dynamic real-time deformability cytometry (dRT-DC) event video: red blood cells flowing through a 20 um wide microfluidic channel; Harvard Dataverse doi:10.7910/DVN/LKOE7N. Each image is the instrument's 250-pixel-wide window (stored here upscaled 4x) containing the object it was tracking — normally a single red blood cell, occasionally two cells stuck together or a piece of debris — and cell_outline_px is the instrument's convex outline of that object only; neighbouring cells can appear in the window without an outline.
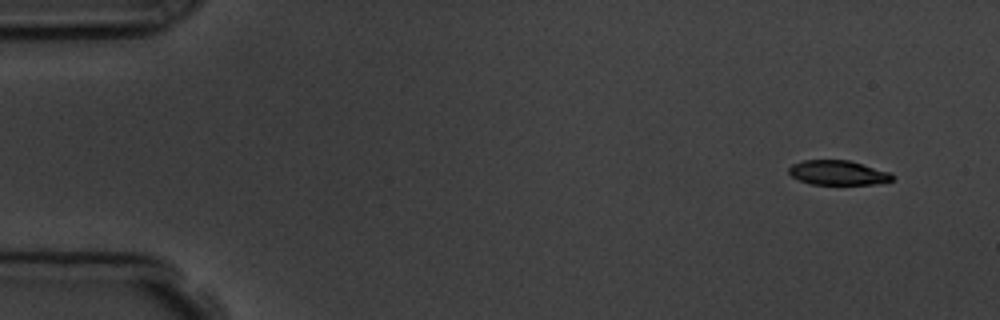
{"species": "common noctule bat (a hibernating species)", "species_latin": "Nyctalus noctula", "temperature_condition": "room temperature", "stored_images_in_passage": 15, "camera_frame_rate_fps": 3000, "um_per_image_px": 0.085, "animal": {"sex": "male", "body_mass_g": 19.5, "forearm_length_mm": 54.6}, "frame": {"image": 1, "passage_image": 1, "time_ms": 0.0, "image_size_px": [1000, 320], "cell_outline_px": [[896, 176], [892, 180], [872, 184], [812, 184], [800, 180], [792, 176], [788, 172], [788, 168], [792, 164], [804, 160], [848, 160], [892, 172]], "centroid_in_image_um": [71.25, 14.67], "position_along_channel_um": 13.7, "area_um2": 14.8}}
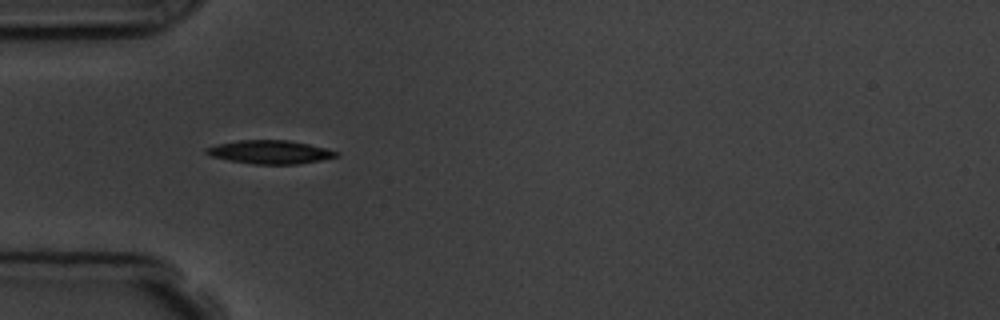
{"frame": {"image": 2, "passage_image": 5, "time_ms": 4.333, "image_size_px": [1000, 320], "cell_outline_px": [[340, 156], [300, 164], [256, 164], [228, 160], [212, 156], [204, 152], [204, 148], [216, 144], [240, 140], [288, 140], [308, 144], [340, 152]], "centroid_in_image_um": [22.95, 12.92], "position_along_channel_um": 62.1, "area_um2": 17.74}}
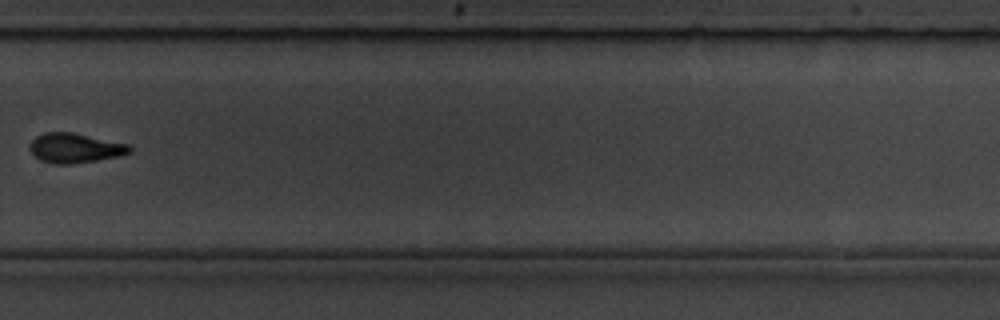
{"frame": {"image": 3, "passage_image": 11, "time_ms": 11.333, "image_size_px": [1000, 320], "cell_outline_px": [[132, 152], [120, 156], [72, 164], [52, 164], [40, 160], [28, 148], [32, 140], [36, 136], [44, 132], [72, 132], [128, 144], [132, 148]], "centroid_in_image_um": [6.37, 12.58], "position_along_channel_um": 323.4, "area_um2": 17.28}, "authors_computed_cell_mechanics": {"area_um2": 16.9354, "velocity_mm_per_s": 3.7745, "shape_relaxation_time_tau1_ms": 2.7228, "shape_relaxation_time_tau2_ms": null, "deformation_change_tau1": 0.1279, "deformation_change_tau2": null}}